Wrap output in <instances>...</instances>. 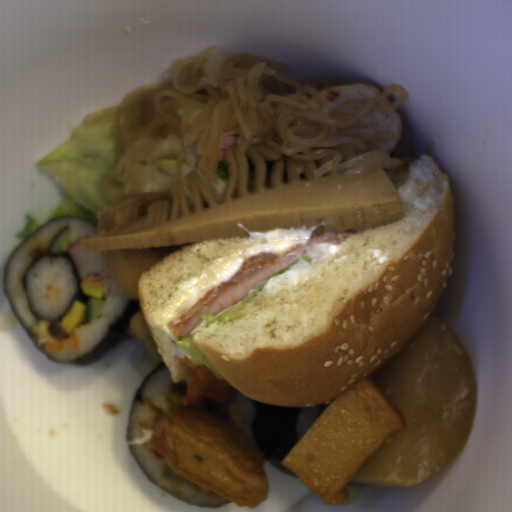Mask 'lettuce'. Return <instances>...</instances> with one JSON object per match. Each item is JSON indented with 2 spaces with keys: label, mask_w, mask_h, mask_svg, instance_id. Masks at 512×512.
Returning a JSON list of instances; mask_svg holds the SVG:
<instances>
[{
  "label": "lettuce",
  "mask_w": 512,
  "mask_h": 512,
  "mask_svg": "<svg viewBox=\"0 0 512 512\" xmlns=\"http://www.w3.org/2000/svg\"><path fill=\"white\" fill-rule=\"evenodd\" d=\"M312 258L309 255H303L302 258L296 260L295 262L285 266L284 268L278 270L249 291L246 292L243 299L235 303L234 305L224 309L223 311L213 315L211 312H204L199 315L198 320L199 323L194 327V329L186 336H177L175 335L174 339L176 345L180 347L183 351H185L193 364L204 365L208 369H210L215 377L218 380H224L226 377L222 376L220 372L216 369V367L212 364V362L208 359V357L200 350V348L194 343L193 338L197 334H199L206 327L211 326L213 324H221L231 321H236L242 319L248 308L260 293V291L265 287V285L271 281L273 278L283 274L291 267L301 263H310Z\"/></svg>",
  "instance_id": "lettuce-1"
}]
</instances>
